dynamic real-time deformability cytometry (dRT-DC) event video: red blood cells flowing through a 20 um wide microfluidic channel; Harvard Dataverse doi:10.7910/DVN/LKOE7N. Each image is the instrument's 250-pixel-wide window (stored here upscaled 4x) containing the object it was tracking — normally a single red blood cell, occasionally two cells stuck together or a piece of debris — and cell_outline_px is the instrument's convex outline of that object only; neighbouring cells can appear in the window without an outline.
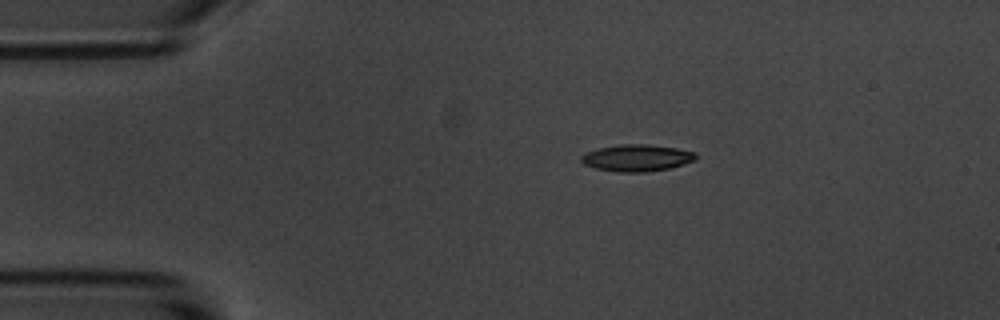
{"species": "common noctule bat (a hibernating species)", "species_latin": "Nyctalus noctula", "temperature_condition": "room temperature", "stored_images_in_passage": 4, "camera_frame_rate_fps": 3000, "um_per_image_px": 0.085, "animal": {"sex": "male", "body_mass_g": 20.1, "forearm_length_mm": 53.5}, "frame": {"image": 1, "passage_image": 1, "time_ms": 0.0, "image_size_px": [1000, 320], "cell_outline_px": [[696, 160], [684, 164], [668, 168], [644, 172], [620, 172], [596, 168], [584, 164], [580, 160], [580, 156], [588, 152], [600, 148], [620, 144], [648, 144], [676, 148], [696, 152]], "centroid_in_image_um": [54.15, 13.41], "position_along_channel_um": 30.9, "area_um2": 17.74}}
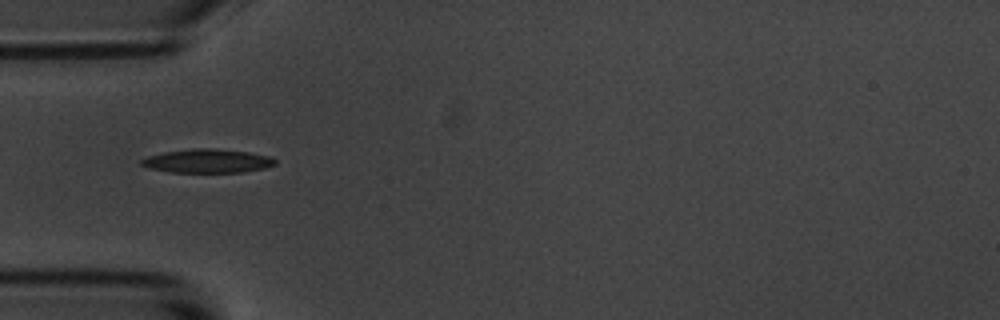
{"frame": {"image": 2, "passage_image": 3, "time_ms": 2.333, "image_size_px": [1000, 320], "cell_outline_px": [[276, 164], [264, 168], [244, 172], [168, 172], [148, 168], [140, 164], [140, 160], [148, 156], [164, 152], [192, 148], [216, 148], [248, 152], [272, 156], [276, 160]], "centroid_in_image_um": [17.64, 13.68], "position_along_channel_um": 67.4, "area_um2": 18.67}}